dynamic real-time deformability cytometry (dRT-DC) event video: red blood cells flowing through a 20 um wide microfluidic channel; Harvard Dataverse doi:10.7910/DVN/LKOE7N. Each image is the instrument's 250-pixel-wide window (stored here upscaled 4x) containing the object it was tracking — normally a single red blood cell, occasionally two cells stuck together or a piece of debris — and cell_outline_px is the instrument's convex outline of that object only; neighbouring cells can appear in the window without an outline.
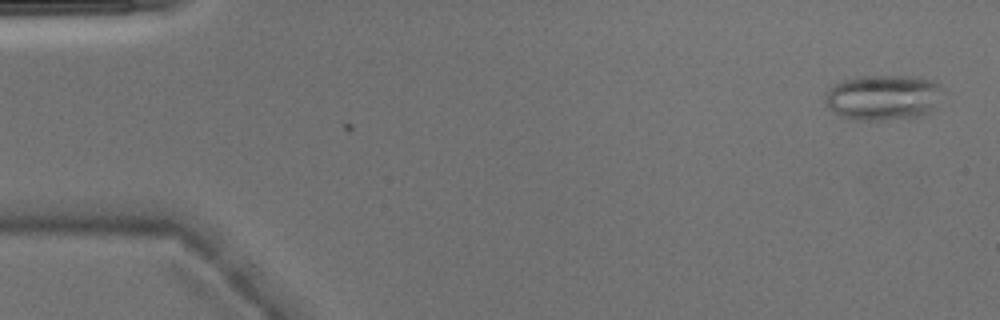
{"species": "Egyptian fruit bat (a non-hibernating species)", "species_latin": "Rousettus aegyptiacus", "temperature_condition": "warm", "stored_images_in_passage": 2, "camera_frame_rate_fps": 3000, "um_per_image_px": 0.085, "animal": {"sex": "male"}, "frame": {"image": 1, "passage_image": 2, "time_ms": 0.333, "image_size_px": [1000, 320], "cell_outline_px": [[936, 88], [932, 108], [924, 116], [880, 120], [856, 120], [840, 116], [828, 108], [824, 100], [824, 92], [836, 84], [844, 80], [856, 76], [908, 76], [932, 80], [936, 84]], "centroid_in_image_um": [74.91, 8.29], "position_along_channel_um": 10.1, "area_um2": 30.4}}